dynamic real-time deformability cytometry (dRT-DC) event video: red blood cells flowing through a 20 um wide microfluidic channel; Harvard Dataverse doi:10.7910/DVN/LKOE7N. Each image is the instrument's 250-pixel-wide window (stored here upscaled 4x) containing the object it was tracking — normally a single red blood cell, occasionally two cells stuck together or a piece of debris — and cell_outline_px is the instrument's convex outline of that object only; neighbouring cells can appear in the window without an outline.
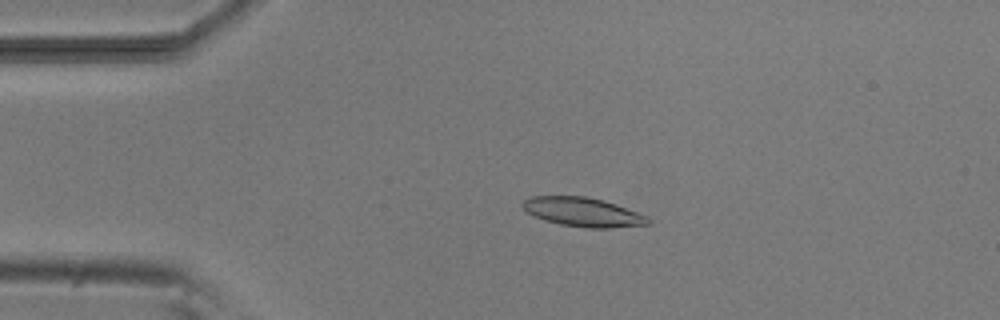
{"species": "common noctule bat (a hibernating species)", "species_latin": "Nyctalus noctula", "temperature_condition": "room temperature", "stored_images_in_passage": 4, "camera_frame_rate_fps": 3000, "um_per_image_px": 0.085, "animal": {"sex": "male", "body_mass_g": 20.5, "forearm_length_mm": 52.5}, "frame": {"image": 1, "passage_image": 3, "time_ms": 2.333, "image_size_px": [1000, 320], "cell_outline_px": [[652, 220], [648, 224], [608, 228], [588, 228], [560, 224], [544, 220], [528, 212], [520, 204], [524, 200], [532, 196], [584, 196], [604, 200], [616, 204], [648, 216]], "centroid_in_image_um": [49.57, 18.02], "position_along_channel_um": 35.4, "area_um2": 21.15}}